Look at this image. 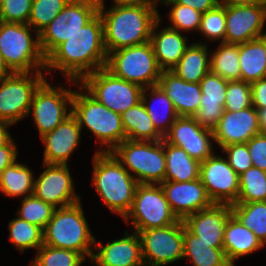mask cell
<instances>
[{
    "instance_id": "6da1fadb",
    "label": "cell",
    "mask_w": 266,
    "mask_h": 266,
    "mask_svg": "<svg viewBox=\"0 0 266 266\" xmlns=\"http://www.w3.org/2000/svg\"><path fill=\"white\" fill-rule=\"evenodd\" d=\"M107 55L104 24L98 13L46 58L45 71L58 70L70 84H79L86 75L106 66Z\"/></svg>"
},
{
    "instance_id": "7a4b0ae2",
    "label": "cell",
    "mask_w": 266,
    "mask_h": 266,
    "mask_svg": "<svg viewBox=\"0 0 266 266\" xmlns=\"http://www.w3.org/2000/svg\"><path fill=\"white\" fill-rule=\"evenodd\" d=\"M99 14L104 24L107 54L150 41L152 28L160 16L157 7L152 6L111 5L106 11L104 0H100Z\"/></svg>"
},
{
    "instance_id": "3957f363",
    "label": "cell",
    "mask_w": 266,
    "mask_h": 266,
    "mask_svg": "<svg viewBox=\"0 0 266 266\" xmlns=\"http://www.w3.org/2000/svg\"><path fill=\"white\" fill-rule=\"evenodd\" d=\"M92 182L104 205L122 218L129 212L138 181L111 152H95Z\"/></svg>"
},
{
    "instance_id": "277c9868",
    "label": "cell",
    "mask_w": 266,
    "mask_h": 266,
    "mask_svg": "<svg viewBox=\"0 0 266 266\" xmlns=\"http://www.w3.org/2000/svg\"><path fill=\"white\" fill-rule=\"evenodd\" d=\"M43 244L73 250L85 259H92L95 236L91 233L81 201L70 206L55 208L43 230Z\"/></svg>"
},
{
    "instance_id": "5b68a950",
    "label": "cell",
    "mask_w": 266,
    "mask_h": 266,
    "mask_svg": "<svg viewBox=\"0 0 266 266\" xmlns=\"http://www.w3.org/2000/svg\"><path fill=\"white\" fill-rule=\"evenodd\" d=\"M76 86L79 91L74 90L72 114L82 130L87 128L100 141L103 148L96 152H111L126 139L121 115L99 103L80 84Z\"/></svg>"
},
{
    "instance_id": "8992f818",
    "label": "cell",
    "mask_w": 266,
    "mask_h": 266,
    "mask_svg": "<svg viewBox=\"0 0 266 266\" xmlns=\"http://www.w3.org/2000/svg\"><path fill=\"white\" fill-rule=\"evenodd\" d=\"M0 53L13 73L45 72L46 58L40 47L39 33L28 24L0 21Z\"/></svg>"
},
{
    "instance_id": "52a82bcc",
    "label": "cell",
    "mask_w": 266,
    "mask_h": 266,
    "mask_svg": "<svg viewBox=\"0 0 266 266\" xmlns=\"http://www.w3.org/2000/svg\"><path fill=\"white\" fill-rule=\"evenodd\" d=\"M111 153L139 184L164 182L166 156L164 140L132 141L125 139Z\"/></svg>"
},
{
    "instance_id": "ba28073f",
    "label": "cell",
    "mask_w": 266,
    "mask_h": 266,
    "mask_svg": "<svg viewBox=\"0 0 266 266\" xmlns=\"http://www.w3.org/2000/svg\"><path fill=\"white\" fill-rule=\"evenodd\" d=\"M105 68L114 76L142 88L158 85L162 72L150 41L110 52Z\"/></svg>"
},
{
    "instance_id": "9c48e42d",
    "label": "cell",
    "mask_w": 266,
    "mask_h": 266,
    "mask_svg": "<svg viewBox=\"0 0 266 266\" xmlns=\"http://www.w3.org/2000/svg\"><path fill=\"white\" fill-rule=\"evenodd\" d=\"M79 84L99 103L120 115L141 101L140 85L114 76L105 67L86 75Z\"/></svg>"
},
{
    "instance_id": "30bf717a",
    "label": "cell",
    "mask_w": 266,
    "mask_h": 266,
    "mask_svg": "<svg viewBox=\"0 0 266 266\" xmlns=\"http://www.w3.org/2000/svg\"><path fill=\"white\" fill-rule=\"evenodd\" d=\"M131 219L135 232L163 228L179 221L172 212L160 184H139L131 208L123 218Z\"/></svg>"
},
{
    "instance_id": "8fae6325",
    "label": "cell",
    "mask_w": 266,
    "mask_h": 266,
    "mask_svg": "<svg viewBox=\"0 0 266 266\" xmlns=\"http://www.w3.org/2000/svg\"><path fill=\"white\" fill-rule=\"evenodd\" d=\"M100 0H70L40 33V47L47 58L61 43L99 13Z\"/></svg>"
},
{
    "instance_id": "7c38bea8",
    "label": "cell",
    "mask_w": 266,
    "mask_h": 266,
    "mask_svg": "<svg viewBox=\"0 0 266 266\" xmlns=\"http://www.w3.org/2000/svg\"><path fill=\"white\" fill-rule=\"evenodd\" d=\"M45 79L43 72H16L0 78V121L14 125L26 117L33 95Z\"/></svg>"
},
{
    "instance_id": "4fadbf2b",
    "label": "cell",
    "mask_w": 266,
    "mask_h": 266,
    "mask_svg": "<svg viewBox=\"0 0 266 266\" xmlns=\"http://www.w3.org/2000/svg\"><path fill=\"white\" fill-rule=\"evenodd\" d=\"M50 84L46 78L39 85L33 95L28 113L32 115L40 137L54 130L72 114L74 90L62 87L63 85L53 87Z\"/></svg>"
},
{
    "instance_id": "5bb4252c",
    "label": "cell",
    "mask_w": 266,
    "mask_h": 266,
    "mask_svg": "<svg viewBox=\"0 0 266 266\" xmlns=\"http://www.w3.org/2000/svg\"><path fill=\"white\" fill-rule=\"evenodd\" d=\"M145 266H164L182 260L183 221L163 228H151L138 232Z\"/></svg>"
},
{
    "instance_id": "9a60e30c",
    "label": "cell",
    "mask_w": 266,
    "mask_h": 266,
    "mask_svg": "<svg viewBox=\"0 0 266 266\" xmlns=\"http://www.w3.org/2000/svg\"><path fill=\"white\" fill-rule=\"evenodd\" d=\"M199 179L215 204H233L238 199L239 175L226 157L213 154L200 163Z\"/></svg>"
},
{
    "instance_id": "2e32d148",
    "label": "cell",
    "mask_w": 266,
    "mask_h": 266,
    "mask_svg": "<svg viewBox=\"0 0 266 266\" xmlns=\"http://www.w3.org/2000/svg\"><path fill=\"white\" fill-rule=\"evenodd\" d=\"M46 168L34 181L33 195L55 208L73 205L81 201L75 192L68 164H46Z\"/></svg>"
},
{
    "instance_id": "e0dca14e",
    "label": "cell",
    "mask_w": 266,
    "mask_h": 266,
    "mask_svg": "<svg viewBox=\"0 0 266 266\" xmlns=\"http://www.w3.org/2000/svg\"><path fill=\"white\" fill-rule=\"evenodd\" d=\"M225 43L240 44L260 38L266 33V3L225 6Z\"/></svg>"
},
{
    "instance_id": "ac0fdd59",
    "label": "cell",
    "mask_w": 266,
    "mask_h": 266,
    "mask_svg": "<svg viewBox=\"0 0 266 266\" xmlns=\"http://www.w3.org/2000/svg\"><path fill=\"white\" fill-rule=\"evenodd\" d=\"M163 140L184 149L200 163L214 154L213 131L201 127L193 117L179 116Z\"/></svg>"
},
{
    "instance_id": "d6986e66",
    "label": "cell",
    "mask_w": 266,
    "mask_h": 266,
    "mask_svg": "<svg viewBox=\"0 0 266 266\" xmlns=\"http://www.w3.org/2000/svg\"><path fill=\"white\" fill-rule=\"evenodd\" d=\"M160 185L172 212L179 220L214 204L200 179L190 182L164 181Z\"/></svg>"
},
{
    "instance_id": "ffe728a7",
    "label": "cell",
    "mask_w": 266,
    "mask_h": 266,
    "mask_svg": "<svg viewBox=\"0 0 266 266\" xmlns=\"http://www.w3.org/2000/svg\"><path fill=\"white\" fill-rule=\"evenodd\" d=\"M232 208L229 204H213L211 207L186 216L185 228L198 236L200 241L212 244V248L223 249L224 230Z\"/></svg>"
},
{
    "instance_id": "44dd1931",
    "label": "cell",
    "mask_w": 266,
    "mask_h": 266,
    "mask_svg": "<svg viewBox=\"0 0 266 266\" xmlns=\"http://www.w3.org/2000/svg\"><path fill=\"white\" fill-rule=\"evenodd\" d=\"M259 133L258 114L253 106L237 112L224 111L213 130L214 142L221 149L230 144L247 143Z\"/></svg>"
},
{
    "instance_id": "7402d4cb",
    "label": "cell",
    "mask_w": 266,
    "mask_h": 266,
    "mask_svg": "<svg viewBox=\"0 0 266 266\" xmlns=\"http://www.w3.org/2000/svg\"><path fill=\"white\" fill-rule=\"evenodd\" d=\"M92 262L95 266H145L142 258L141 240L137 232L107 244L96 241Z\"/></svg>"
},
{
    "instance_id": "603a6c76",
    "label": "cell",
    "mask_w": 266,
    "mask_h": 266,
    "mask_svg": "<svg viewBox=\"0 0 266 266\" xmlns=\"http://www.w3.org/2000/svg\"><path fill=\"white\" fill-rule=\"evenodd\" d=\"M82 129L71 114L54 130L40 137L45 145L43 163L68 164L71 154L80 142Z\"/></svg>"
},
{
    "instance_id": "cb8c5ba5",
    "label": "cell",
    "mask_w": 266,
    "mask_h": 266,
    "mask_svg": "<svg viewBox=\"0 0 266 266\" xmlns=\"http://www.w3.org/2000/svg\"><path fill=\"white\" fill-rule=\"evenodd\" d=\"M199 84L202 93L201 102L193 118L201 127L213 131L225 111L228 80L208 72Z\"/></svg>"
},
{
    "instance_id": "d4e9b609",
    "label": "cell",
    "mask_w": 266,
    "mask_h": 266,
    "mask_svg": "<svg viewBox=\"0 0 266 266\" xmlns=\"http://www.w3.org/2000/svg\"><path fill=\"white\" fill-rule=\"evenodd\" d=\"M158 85L174 104L178 116H194L201 102L199 83L186 82L171 70H162Z\"/></svg>"
},
{
    "instance_id": "484cf974",
    "label": "cell",
    "mask_w": 266,
    "mask_h": 266,
    "mask_svg": "<svg viewBox=\"0 0 266 266\" xmlns=\"http://www.w3.org/2000/svg\"><path fill=\"white\" fill-rule=\"evenodd\" d=\"M160 22L161 16L152 28L150 43L159 67L162 70H171L180 61L189 46L188 39L180 31L168 26L159 31Z\"/></svg>"
},
{
    "instance_id": "4316f807",
    "label": "cell",
    "mask_w": 266,
    "mask_h": 266,
    "mask_svg": "<svg viewBox=\"0 0 266 266\" xmlns=\"http://www.w3.org/2000/svg\"><path fill=\"white\" fill-rule=\"evenodd\" d=\"M264 246L254 233L245 227L233 214L224 230L223 249L228 262L235 266L237 259L252 254Z\"/></svg>"
},
{
    "instance_id": "83f0119b",
    "label": "cell",
    "mask_w": 266,
    "mask_h": 266,
    "mask_svg": "<svg viewBox=\"0 0 266 266\" xmlns=\"http://www.w3.org/2000/svg\"><path fill=\"white\" fill-rule=\"evenodd\" d=\"M147 93H149V97ZM141 102L147 110L156 131L164 137L179 117L174 104L159 85L143 88Z\"/></svg>"
},
{
    "instance_id": "f1b7e54d",
    "label": "cell",
    "mask_w": 266,
    "mask_h": 266,
    "mask_svg": "<svg viewBox=\"0 0 266 266\" xmlns=\"http://www.w3.org/2000/svg\"><path fill=\"white\" fill-rule=\"evenodd\" d=\"M206 44L207 42L189 44L171 71L186 82L199 83L210 72V51Z\"/></svg>"
},
{
    "instance_id": "f546056e",
    "label": "cell",
    "mask_w": 266,
    "mask_h": 266,
    "mask_svg": "<svg viewBox=\"0 0 266 266\" xmlns=\"http://www.w3.org/2000/svg\"><path fill=\"white\" fill-rule=\"evenodd\" d=\"M240 80L252 84L266 77L265 34L239 44Z\"/></svg>"
},
{
    "instance_id": "4dcf8cb0",
    "label": "cell",
    "mask_w": 266,
    "mask_h": 266,
    "mask_svg": "<svg viewBox=\"0 0 266 266\" xmlns=\"http://www.w3.org/2000/svg\"><path fill=\"white\" fill-rule=\"evenodd\" d=\"M166 172L164 181L190 182L199 179L200 162L182 148L164 141Z\"/></svg>"
},
{
    "instance_id": "1f68e13d",
    "label": "cell",
    "mask_w": 266,
    "mask_h": 266,
    "mask_svg": "<svg viewBox=\"0 0 266 266\" xmlns=\"http://www.w3.org/2000/svg\"><path fill=\"white\" fill-rule=\"evenodd\" d=\"M183 259L191 260L193 266H232L224 249L212 248V244L200 241L198 236L189 232L183 223Z\"/></svg>"
},
{
    "instance_id": "d6a6232c",
    "label": "cell",
    "mask_w": 266,
    "mask_h": 266,
    "mask_svg": "<svg viewBox=\"0 0 266 266\" xmlns=\"http://www.w3.org/2000/svg\"><path fill=\"white\" fill-rule=\"evenodd\" d=\"M121 119L126 139L132 141L163 140L141 101L123 112Z\"/></svg>"
},
{
    "instance_id": "836d02e7",
    "label": "cell",
    "mask_w": 266,
    "mask_h": 266,
    "mask_svg": "<svg viewBox=\"0 0 266 266\" xmlns=\"http://www.w3.org/2000/svg\"><path fill=\"white\" fill-rule=\"evenodd\" d=\"M34 173L26 165L17 160L7 166L0 175V191L7 197L33 195Z\"/></svg>"
},
{
    "instance_id": "e575fe53",
    "label": "cell",
    "mask_w": 266,
    "mask_h": 266,
    "mask_svg": "<svg viewBox=\"0 0 266 266\" xmlns=\"http://www.w3.org/2000/svg\"><path fill=\"white\" fill-rule=\"evenodd\" d=\"M210 72L225 80H240L239 44L225 43L210 50Z\"/></svg>"
},
{
    "instance_id": "d590c367",
    "label": "cell",
    "mask_w": 266,
    "mask_h": 266,
    "mask_svg": "<svg viewBox=\"0 0 266 266\" xmlns=\"http://www.w3.org/2000/svg\"><path fill=\"white\" fill-rule=\"evenodd\" d=\"M232 214L266 245V201L231 204Z\"/></svg>"
},
{
    "instance_id": "8d00e7d4",
    "label": "cell",
    "mask_w": 266,
    "mask_h": 266,
    "mask_svg": "<svg viewBox=\"0 0 266 266\" xmlns=\"http://www.w3.org/2000/svg\"><path fill=\"white\" fill-rule=\"evenodd\" d=\"M8 229L10 242L21 253L31 248L38 250L43 245V229L37 225L16 217L9 222Z\"/></svg>"
},
{
    "instance_id": "74e56055",
    "label": "cell",
    "mask_w": 266,
    "mask_h": 266,
    "mask_svg": "<svg viewBox=\"0 0 266 266\" xmlns=\"http://www.w3.org/2000/svg\"><path fill=\"white\" fill-rule=\"evenodd\" d=\"M266 201V172L251 167L239 176V194L235 203Z\"/></svg>"
},
{
    "instance_id": "f35d334b",
    "label": "cell",
    "mask_w": 266,
    "mask_h": 266,
    "mask_svg": "<svg viewBox=\"0 0 266 266\" xmlns=\"http://www.w3.org/2000/svg\"><path fill=\"white\" fill-rule=\"evenodd\" d=\"M86 259L78 252L42 245L31 266H81Z\"/></svg>"
},
{
    "instance_id": "ab89813d",
    "label": "cell",
    "mask_w": 266,
    "mask_h": 266,
    "mask_svg": "<svg viewBox=\"0 0 266 266\" xmlns=\"http://www.w3.org/2000/svg\"><path fill=\"white\" fill-rule=\"evenodd\" d=\"M70 0H33L28 25L40 33Z\"/></svg>"
},
{
    "instance_id": "60d3db41",
    "label": "cell",
    "mask_w": 266,
    "mask_h": 266,
    "mask_svg": "<svg viewBox=\"0 0 266 266\" xmlns=\"http://www.w3.org/2000/svg\"><path fill=\"white\" fill-rule=\"evenodd\" d=\"M55 210L51 204L36 198L34 195L23 197L21 206L18 208L17 217L45 229Z\"/></svg>"
},
{
    "instance_id": "b9f144b4",
    "label": "cell",
    "mask_w": 266,
    "mask_h": 266,
    "mask_svg": "<svg viewBox=\"0 0 266 266\" xmlns=\"http://www.w3.org/2000/svg\"><path fill=\"white\" fill-rule=\"evenodd\" d=\"M203 34L209 41L225 42L226 10L225 6L217 5L214 9L202 14L198 33Z\"/></svg>"
},
{
    "instance_id": "7bdbcfd3",
    "label": "cell",
    "mask_w": 266,
    "mask_h": 266,
    "mask_svg": "<svg viewBox=\"0 0 266 266\" xmlns=\"http://www.w3.org/2000/svg\"><path fill=\"white\" fill-rule=\"evenodd\" d=\"M166 5L171 7L167 14L171 23L168 27L180 32L199 31L202 13L182 4H165V6Z\"/></svg>"
},
{
    "instance_id": "ee69618b",
    "label": "cell",
    "mask_w": 266,
    "mask_h": 266,
    "mask_svg": "<svg viewBox=\"0 0 266 266\" xmlns=\"http://www.w3.org/2000/svg\"><path fill=\"white\" fill-rule=\"evenodd\" d=\"M225 111H240L252 106L251 84L242 80L228 81Z\"/></svg>"
},
{
    "instance_id": "f6af8a7d",
    "label": "cell",
    "mask_w": 266,
    "mask_h": 266,
    "mask_svg": "<svg viewBox=\"0 0 266 266\" xmlns=\"http://www.w3.org/2000/svg\"><path fill=\"white\" fill-rule=\"evenodd\" d=\"M33 0H4L0 4V21L27 24Z\"/></svg>"
},
{
    "instance_id": "bcb514c9",
    "label": "cell",
    "mask_w": 266,
    "mask_h": 266,
    "mask_svg": "<svg viewBox=\"0 0 266 266\" xmlns=\"http://www.w3.org/2000/svg\"><path fill=\"white\" fill-rule=\"evenodd\" d=\"M230 166L240 176L249 168L253 167L247 143L230 144L222 148Z\"/></svg>"
},
{
    "instance_id": "7dc6e473",
    "label": "cell",
    "mask_w": 266,
    "mask_h": 266,
    "mask_svg": "<svg viewBox=\"0 0 266 266\" xmlns=\"http://www.w3.org/2000/svg\"><path fill=\"white\" fill-rule=\"evenodd\" d=\"M253 167L266 172V133H259L247 142Z\"/></svg>"
},
{
    "instance_id": "c3c4849f",
    "label": "cell",
    "mask_w": 266,
    "mask_h": 266,
    "mask_svg": "<svg viewBox=\"0 0 266 266\" xmlns=\"http://www.w3.org/2000/svg\"><path fill=\"white\" fill-rule=\"evenodd\" d=\"M251 99L256 110L266 108V77L251 84Z\"/></svg>"
},
{
    "instance_id": "681fc988",
    "label": "cell",
    "mask_w": 266,
    "mask_h": 266,
    "mask_svg": "<svg viewBox=\"0 0 266 266\" xmlns=\"http://www.w3.org/2000/svg\"><path fill=\"white\" fill-rule=\"evenodd\" d=\"M160 4H182L205 13L206 11L214 9L218 4L216 0H160Z\"/></svg>"
},
{
    "instance_id": "f907efd6",
    "label": "cell",
    "mask_w": 266,
    "mask_h": 266,
    "mask_svg": "<svg viewBox=\"0 0 266 266\" xmlns=\"http://www.w3.org/2000/svg\"><path fill=\"white\" fill-rule=\"evenodd\" d=\"M18 150L14 139L0 147V175L3 170L17 160Z\"/></svg>"
},
{
    "instance_id": "816d5d0a",
    "label": "cell",
    "mask_w": 266,
    "mask_h": 266,
    "mask_svg": "<svg viewBox=\"0 0 266 266\" xmlns=\"http://www.w3.org/2000/svg\"><path fill=\"white\" fill-rule=\"evenodd\" d=\"M159 0H113L117 6H152L157 7Z\"/></svg>"
},
{
    "instance_id": "f5cc1de1",
    "label": "cell",
    "mask_w": 266,
    "mask_h": 266,
    "mask_svg": "<svg viewBox=\"0 0 266 266\" xmlns=\"http://www.w3.org/2000/svg\"><path fill=\"white\" fill-rule=\"evenodd\" d=\"M12 124L0 121V147L7 145L13 138L8 128Z\"/></svg>"
},
{
    "instance_id": "db71d44e",
    "label": "cell",
    "mask_w": 266,
    "mask_h": 266,
    "mask_svg": "<svg viewBox=\"0 0 266 266\" xmlns=\"http://www.w3.org/2000/svg\"><path fill=\"white\" fill-rule=\"evenodd\" d=\"M220 6H231V5H248L264 2L263 0H216Z\"/></svg>"
},
{
    "instance_id": "11a10c76",
    "label": "cell",
    "mask_w": 266,
    "mask_h": 266,
    "mask_svg": "<svg viewBox=\"0 0 266 266\" xmlns=\"http://www.w3.org/2000/svg\"><path fill=\"white\" fill-rule=\"evenodd\" d=\"M258 123L261 133H266V108L257 109Z\"/></svg>"
},
{
    "instance_id": "9f6ffc18",
    "label": "cell",
    "mask_w": 266,
    "mask_h": 266,
    "mask_svg": "<svg viewBox=\"0 0 266 266\" xmlns=\"http://www.w3.org/2000/svg\"><path fill=\"white\" fill-rule=\"evenodd\" d=\"M13 72L8 68L3 56L0 53V78H4L12 74Z\"/></svg>"
},
{
    "instance_id": "6f0895ef",
    "label": "cell",
    "mask_w": 266,
    "mask_h": 266,
    "mask_svg": "<svg viewBox=\"0 0 266 266\" xmlns=\"http://www.w3.org/2000/svg\"><path fill=\"white\" fill-rule=\"evenodd\" d=\"M265 52H266V33H265Z\"/></svg>"
}]
</instances>
